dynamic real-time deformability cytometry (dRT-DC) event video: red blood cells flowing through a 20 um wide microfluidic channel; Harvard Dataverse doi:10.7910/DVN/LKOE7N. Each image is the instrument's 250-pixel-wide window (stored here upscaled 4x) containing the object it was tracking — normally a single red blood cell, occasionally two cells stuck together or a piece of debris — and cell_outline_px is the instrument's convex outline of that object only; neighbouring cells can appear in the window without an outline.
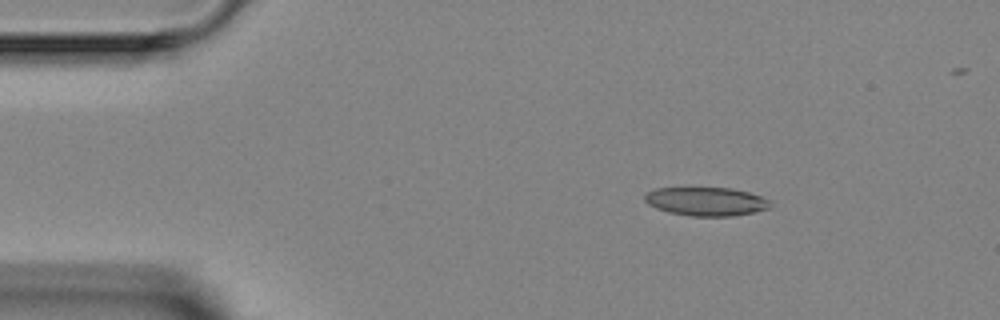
{"species": "Egyptian fruit bat (a non-hibernating species)", "species_latin": "Rousettus aegyptiacus", "temperature_condition": "room temperature", "stored_images_in_passage": 3, "camera_frame_rate_fps": 3000, "um_per_image_px": 0.085, "animal": {"sex": "female"}, "frame": {"image": 1, "passage_image": 1, "time_ms": 0.0, "image_size_px": [1000, 320], "cell_outline_px": [[772, 200], [768, 208], [752, 212], [732, 216], [692, 216], [668, 212], [656, 208], [648, 204], [644, 200], [644, 192], [656, 188], [732, 188], [748, 192]], "centroid_in_image_um": [59.98, 17.12], "position_along_channel_um": 25.0, "area_um2": 20.92}}
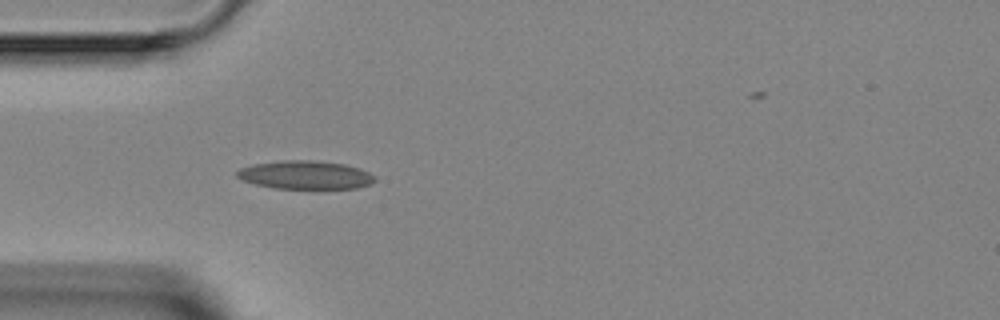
{"frame": {"image": 2, "passage_image": 3, "time_ms": 2.333, "image_size_px": [1000, 320], "cell_outline_px": [[376, 180], [368, 184], [356, 188], [276, 188], [256, 184], [244, 180], [236, 176], [236, 172], [240, 168], [252, 164], [284, 160], [312, 160], [344, 164], [360, 168], [376, 176]], "centroid_in_image_um": [25.96, 14.86], "position_along_channel_um": 59.0, "area_um2": 22.6}}